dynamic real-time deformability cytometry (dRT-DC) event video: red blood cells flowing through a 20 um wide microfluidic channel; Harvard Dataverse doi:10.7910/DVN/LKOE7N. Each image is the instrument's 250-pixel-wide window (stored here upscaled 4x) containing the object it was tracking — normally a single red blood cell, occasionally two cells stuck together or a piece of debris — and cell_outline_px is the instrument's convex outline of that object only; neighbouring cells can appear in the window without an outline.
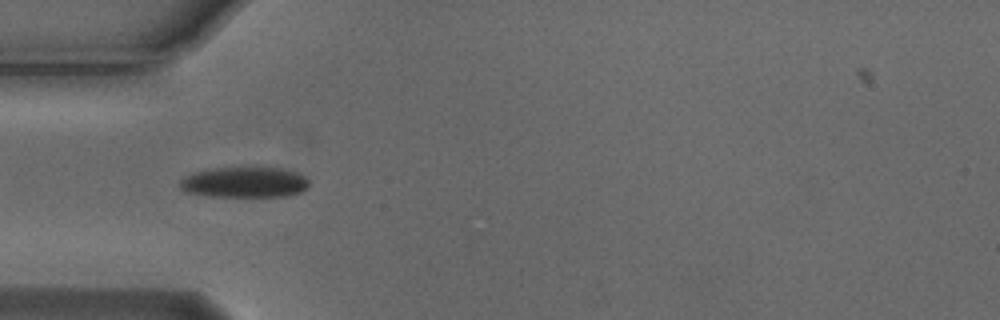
{"species": "Egyptian fruit bat (a non-hibernating species)", "species_latin": "Rousettus aegyptiacus", "temperature_condition": "cold", "stored_images_in_passage": 33, "camera_frame_rate_fps": 3000, "um_per_image_px": 0.085, "animal": {"sex": "male"}, "frame": {"image": 1, "passage_image": 3, "time_ms": 0.667, "image_size_px": [1000, 320], "cell_outline_px": [[308, 188], [300, 192], [288, 196], [204, 196], [184, 192], [180, 188], [180, 180], [184, 176], [192, 172], [216, 168], [280, 168], [296, 172], [304, 176], [308, 180]], "centroid_in_image_um": [20.74, 15.5], "position_along_channel_um": 64.3, "area_um2": 23.06}}
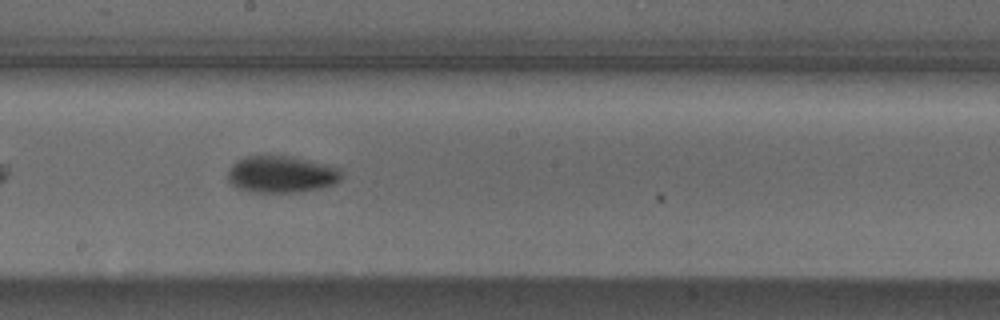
{"frame": {"image": 2, "passage_image": 16, "time_ms": 5.0, "image_size_px": [1000, 320], "cell_outline_px": [[340, 180], [336, 184], [324, 188], [300, 192], [252, 192], [236, 188], [228, 180], [228, 172], [232, 164], [244, 156], [292, 156], [308, 160], [336, 168], [340, 172]], "centroid_in_image_um": [23.89, 14.83], "position_along_channel_um": 224.3, "area_um2": 24.33}}
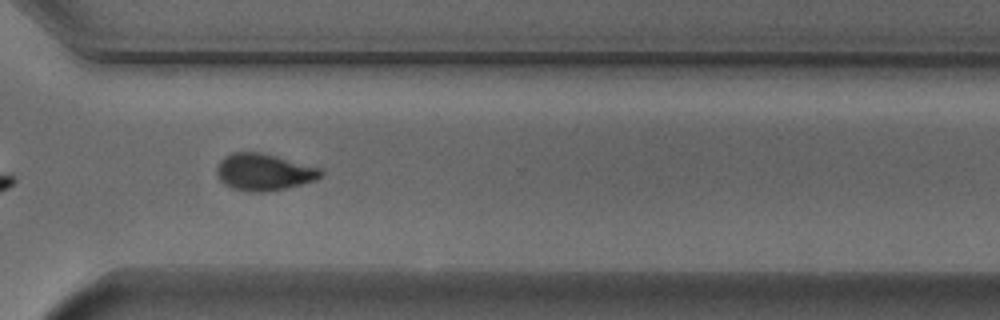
{"frame": {"image": 3, "passage_image": 26, "time_ms": 8.333, "image_size_px": [1000, 320], "cell_outline_px": [[324, 172], [316, 180], [284, 188], [264, 192], [248, 192], [232, 188], [224, 184], [216, 176], [216, 168], [220, 160], [224, 156], [232, 152], [260, 152], [276, 156], [320, 168]], "centroid_in_image_um": [22.38, 14.62], "position_along_channel_um": 348.2, "area_um2": 22.31}, "authors_computed_cell_mechanics": {"area_um2": 23.3512, "velocity_mm_per_s": 3.7223, "shape_relaxation_time_tau1_ms": 3.5503, "shape_relaxation_time_tau2_ms": 9.6057, "deformation_change_tau1": 0.1331, "deformation_change_tau2": 0.1202}}